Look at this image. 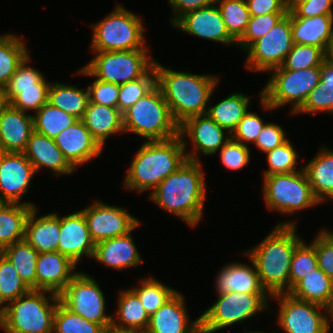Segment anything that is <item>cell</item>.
<instances>
[{"mask_svg":"<svg viewBox=\"0 0 333 333\" xmlns=\"http://www.w3.org/2000/svg\"><path fill=\"white\" fill-rule=\"evenodd\" d=\"M270 296L269 293L219 294L218 300L199 316L201 333H215L268 310L267 298Z\"/></svg>","mask_w":333,"mask_h":333,"instance_id":"11","label":"cell"},{"mask_svg":"<svg viewBox=\"0 0 333 333\" xmlns=\"http://www.w3.org/2000/svg\"><path fill=\"white\" fill-rule=\"evenodd\" d=\"M262 189L266 207L282 214L290 215L320 203L304 168L292 173L263 176Z\"/></svg>","mask_w":333,"mask_h":333,"instance_id":"10","label":"cell"},{"mask_svg":"<svg viewBox=\"0 0 333 333\" xmlns=\"http://www.w3.org/2000/svg\"><path fill=\"white\" fill-rule=\"evenodd\" d=\"M53 333H107L98 323L88 321L69 310L61 301L56 306Z\"/></svg>","mask_w":333,"mask_h":333,"instance_id":"40","label":"cell"},{"mask_svg":"<svg viewBox=\"0 0 333 333\" xmlns=\"http://www.w3.org/2000/svg\"><path fill=\"white\" fill-rule=\"evenodd\" d=\"M244 331H245L246 333H253V331H251V332L246 331V328L244 329Z\"/></svg>","mask_w":333,"mask_h":333,"instance_id":"65","label":"cell"},{"mask_svg":"<svg viewBox=\"0 0 333 333\" xmlns=\"http://www.w3.org/2000/svg\"><path fill=\"white\" fill-rule=\"evenodd\" d=\"M265 124L259 115L248 111L232 132L231 138L244 145L247 142L253 144Z\"/></svg>","mask_w":333,"mask_h":333,"instance_id":"53","label":"cell"},{"mask_svg":"<svg viewBox=\"0 0 333 333\" xmlns=\"http://www.w3.org/2000/svg\"><path fill=\"white\" fill-rule=\"evenodd\" d=\"M250 99L248 95L233 93L214 106H210L207 115L230 134L248 112Z\"/></svg>","mask_w":333,"mask_h":333,"instance_id":"36","label":"cell"},{"mask_svg":"<svg viewBox=\"0 0 333 333\" xmlns=\"http://www.w3.org/2000/svg\"><path fill=\"white\" fill-rule=\"evenodd\" d=\"M319 233L333 246V231H328L327 229H324L321 230Z\"/></svg>","mask_w":333,"mask_h":333,"instance_id":"60","label":"cell"},{"mask_svg":"<svg viewBox=\"0 0 333 333\" xmlns=\"http://www.w3.org/2000/svg\"><path fill=\"white\" fill-rule=\"evenodd\" d=\"M23 152H0V203H19L35 174Z\"/></svg>","mask_w":333,"mask_h":333,"instance_id":"17","label":"cell"},{"mask_svg":"<svg viewBox=\"0 0 333 333\" xmlns=\"http://www.w3.org/2000/svg\"><path fill=\"white\" fill-rule=\"evenodd\" d=\"M329 314H330V317H331V320H332V323H333V304L329 309Z\"/></svg>","mask_w":333,"mask_h":333,"instance_id":"63","label":"cell"},{"mask_svg":"<svg viewBox=\"0 0 333 333\" xmlns=\"http://www.w3.org/2000/svg\"><path fill=\"white\" fill-rule=\"evenodd\" d=\"M36 215L35 207L27 218L24 239L38 253L58 251L60 216L57 213H49L36 218Z\"/></svg>","mask_w":333,"mask_h":333,"instance_id":"27","label":"cell"},{"mask_svg":"<svg viewBox=\"0 0 333 333\" xmlns=\"http://www.w3.org/2000/svg\"><path fill=\"white\" fill-rule=\"evenodd\" d=\"M186 143L179 135L143 143L126 172L124 186L138 193L153 191L187 161Z\"/></svg>","mask_w":333,"mask_h":333,"instance_id":"3","label":"cell"},{"mask_svg":"<svg viewBox=\"0 0 333 333\" xmlns=\"http://www.w3.org/2000/svg\"><path fill=\"white\" fill-rule=\"evenodd\" d=\"M60 301L82 318L100 324L107 332L112 325V315L105 313L104 293L94 278L78 272L59 294Z\"/></svg>","mask_w":333,"mask_h":333,"instance_id":"12","label":"cell"},{"mask_svg":"<svg viewBox=\"0 0 333 333\" xmlns=\"http://www.w3.org/2000/svg\"><path fill=\"white\" fill-rule=\"evenodd\" d=\"M26 46L24 40L16 35H0V91H3L18 66L30 55Z\"/></svg>","mask_w":333,"mask_h":333,"instance_id":"37","label":"cell"},{"mask_svg":"<svg viewBox=\"0 0 333 333\" xmlns=\"http://www.w3.org/2000/svg\"><path fill=\"white\" fill-rule=\"evenodd\" d=\"M154 67L157 85L178 125L190 117L207 113V103L218 83L217 76L178 72L165 68L157 61Z\"/></svg>","mask_w":333,"mask_h":333,"instance_id":"4","label":"cell"},{"mask_svg":"<svg viewBox=\"0 0 333 333\" xmlns=\"http://www.w3.org/2000/svg\"><path fill=\"white\" fill-rule=\"evenodd\" d=\"M81 120L102 148L104 141L108 137L124 132L123 116L117 108L89 101L86 112Z\"/></svg>","mask_w":333,"mask_h":333,"instance_id":"30","label":"cell"},{"mask_svg":"<svg viewBox=\"0 0 333 333\" xmlns=\"http://www.w3.org/2000/svg\"><path fill=\"white\" fill-rule=\"evenodd\" d=\"M333 113V62L324 60L319 84L309 93L304 105L295 113Z\"/></svg>","mask_w":333,"mask_h":333,"instance_id":"38","label":"cell"},{"mask_svg":"<svg viewBox=\"0 0 333 333\" xmlns=\"http://www.w3.org/2000/svg\"><path fill=\"white\" fill-rule=\"evenodd\" d=\"M266 154L269 168L263 172V176L292 173L303 169V167L298 170L296 168L299 154L293 148L289 140L283 145L266 152Z\"/></svg>","mask_w":333,"mask_h":333,"instance_id":"48","label":"cell"},{"mask_svg":"<svg viewBox=\"0 0 333 333\" xmlns=\"http://www.w3.org/2000/svg\"><path fill=\"white\" fill-rule=\"evenodd\" d=\"M107 333H130V332H115V331H109V332H107Z\"/></svg>","mask_w":333,"mask_h":333,"instance_id":"64","label":"cell"},{"mask_svg":"<svg viewBox=\"0 0 333 333\" xmlns=\"http://www.w3.org/2000/svg\"><path fill=\"white\" fill-rule=\"evenodd\" d=\"M271 297L279 300L277 322L286 333H329L332 321L328 308L296 299L289 293H277ZM323 310L326 312H320Z\"/></svg>","mask_w":333,"mask_h":333,"instance_id":"13","label":"cell"},{"mask_svg":"<svg viewBox=\"0 0 333 333\" xmlns=\"http://www.w3.org/2000/svg\"><path fill=\"white\" fill-rule=\"evenodd\" d=\"M179 136L182 140H185V136L191 140L194 150L187 151L186 156L187 160L194 162H200L199 157L195 156L199 151L205 156L214 155L231 138V134L212 120L207 113L190 117L181 123Z\"/></svg>","mask_w":333,"mask_h":333,"instance_id":"16","label":"cell"},{"mask_svg":"<svg viewBox=\"0 0 333 333\" xmlns=\"http://www.w3.org/2000/svg\"><path fill=\"white\" fill-rule=\"evenodd\" d=\"M23 154L32 163L35 172L44 167L57 176L68 175L75 171L56 145L55 140L35 130L32 132Z\"/></svg>","mask_w":333,"mask_h":333,"instance_id":"24","label":"cell"},{"mask_svg":"<svg viewBox=\"0 0 333 333\" xmlns=\"http://www.w3.org/2000/svg\"><path fill=\"white\" fill-rule=\"evenodd\" d=\"M325 54H326V60L333 62V35L329 41Z\"/></svg>","mask_w":333,"mask_h":333,"instance_id":"59","label":"cell"},{"mask_svg":"<svg viewBox=\"0 0 333 333\" xmlns=\"http://www.w3.org/2000/svg\"><path fill=\"white\" fill-rule=\"evenodd\" d=\"M286 14H266L251 16L243 35L237 45L247 50L254 42L266 35Z\"/></svg>","mask_w":333,"mask_h":333,"instance_id":"49","label":"cell"},{"mask_svg":"<svg viewBox=\"0 0 333 333\" xmlns=\"http://www.w3.org/2000/svg\"><path fill=\"white\" fill-rule=\"evenodd\" d=\"M13 264L19 277L30 290H37L36 251L25 239L6 246L0 251Z\"/></svg>","mask_w":333,"mask_h":333,"instance_id":"35","label":"cell"},{"mask_svg":"<svg viewBox=\"0 0 333 333\" xmlns=\"http://www.w3.org/2000/svg\"><path fill=\"white\" fill-rule=\"evenodd\" d=\"M321 70L322 67H312L296 71L286 70L281 66L270 70L272 76L260 95L262 107L274 110L293 102L290 113L295 114L319 84Z\"/></svg>","mask_w":333,"mask_h":333,"instance_id":"7","label":"cell"},{"mask_svg":"<svg viewBox=\"0 0 333 333\" xmlns=\"http://www.w3.org/2000/svg\"><path fill=\"white\" fill-rule=\"evenodd\" d=\"M59 301V295L51 291L30 290L4 305L2 329L8 333H53V319Z\"/></svg>","mask_w":333,"mask_h":333,"instance_id":"6","label":"cell"},{"mask_svg":"<svg viewBox=\"0 0 333 333\" xmlns=\"http://www.w3.org/2000/svg\"><path fill=\"white\" fill-rule=\"evenodd\" d=\"M95 243L92 241L84 214L77 211L60 217L58 252L76 265L82 256L93 258Z\"/></svg>","mask_w":333,"mask_h":333,"instance_id":"19","label":"cell"},{"mask_svg":"<svg viewBox=\"0 0 333 333\" xmlns=\"http://www.w3.org/2000/svg\"><path fill=\"white\" fill-rule=\"evenodd\" d=\"M253 267L244 263H230L222 268L216 276L217 294L228 292L237 293H268L261 285L257 269L250 259Z\"/></svg>","mask_w":333,"mask_h":333,"instance_id":"26","label":"cell"},{"mask_svg":"<svg viewBox=\"0 0 333 333\" xmlns=\"http://www.w3.org/2000/svg\"><path fill=\"white\" fill-rule=\"evenodd\" d=\"M85 90L73 85L51 82L48 103L77 119H82L90 101L88 88Z\"/></svg>","mask_w":333,"mask_h":333,"instance_id":"34","label":"cell"},{"mask_svg":"<svg viewBox=\"0 0 333 333\" xmlns=\"http://www.w3.org/2000/svg\"><path fill=\"white\" fill-rule=\"evenodd\" d=\"M319 268L314 246L306 245L301 241L293 252L290 272H289V291L310 272L317 271Z\"/></svg>","mask_w":333,"mask_h":333,"instance_id":"46","label":"cell"},{"mask_svg":"<svg viewBox=\"0 0 333 333\" xmlns=\"http://www.w3.org/2000/svg\"><path fill=\"white\" fill-rule=\"evenodd\" d=\"M226 29L237 41L245 32L250 20L246 0H217Z\"/></svg>","mask_w":333,"mask_h":333,"instance_id":"41","label":"cell"},{"mask_svg":"<svg viewBox=\"0 0 333 333\" xmlns=\"http://www.w3.org/2000/svg\"><path fill=\"white\" fill-rule=\"evenodd\" d=\"M297 222L277 224L264 240L245 254L257 269L261 285L270 295L289 292V272L295 247L302 241Z\"/></svg>","mask_w":333,"mask_h":333,"instance_id":"2","label":"cell"},{"mask_svg":"<svg viewBox=\"0 0 333 333\" xmlns=\"http://www.w3.org/2000/svg\"><path fill=\"white\" fill-rule=\"evenodd\" d=\"M156 85L157 74L154 66L143 77L119 85L117 109L123 114Z\"/></svg>","mask_w":333,"mask_h":333,"instance_id":"43","label":"cell"},{"mask_svg":"<svg viewBox=\"0 0 333 333\" xmlns=\"http://www.w3.org/2000/svg\"><path fill=\"white\" fill-rule=\"evenodd\" d=\"M54 140L75 169L78 165L99 156L103 150L81 119L61 131Z\"/></svg>","mask_w":333,"mask_h":333,"instance_id":"21","label":"cell"},{"mask_svg":"<svg viewBox=\"0 0 333 333\" xmlns=\"http://www.w3.org/2000/svg\"><path fill=\"white\" fill-rule=\"evenodd\" d=\"M0 327L1 329L3 327V307L1 304H0Z\"/></svg>","mask_w":333,"mask_h":333,"instance_id":"61","label":"cell"},{"mask_svg":"<svg viewBox=\"0 0 333 333\" xmlns=\"http://www.w3.org/2000/svg\"><path fill=\"white\" fill-rule=\"evenodd\" d=\"M311 244L315 248L319 268L333 280V246L320 233Z\"/></svg>","mask_w":333,"mask_h":333,"instance_id":"56","label":"cell"},{"mask_svg":"<svg viewBox=\"0 0 333 333\" xmlns=\"http://www.w3.org/2000/svg\"><path fill=\"white\" fill-rule=\"evenodd\" d=\"M303 168L320 203L326 199L333 201V150L322 147Z\"/></svg>","mask_w":333,"mask_h":333,"instance_id":"32","label":"cell"},{"mask_svg":"<svg viewBox=\"0 0 333 333\" xmlns=\"http://www.w3.org/2000/svg\"><path fill=\"white\" fill-rule=\"evenodd\" d=\"M216 1L217 0H169L168 3L174 14V17L171 18L170 21L174 24L185 13L213 5Z\"/></svg>","mask_w":333,"mask_h":333,"instance_id":"58","label":"cell"},{"mask_svg":"<svg viewBox=\"0 0 333 333\" xmlns=\"http://www.w3.org/2000/svg\"><path fill=\"white\" fill-rule=\"evenodd\" d=\"M250 150L247 145L230 138L220 148V160L230 170H239L250 161Z\"/></svg>","mask_w":333,"mask_h":333,"instance_id":"52","label":"cell"},{"mask_svg":"<svg viewBox=\"0 0 333 333\" xmlns=\"http://www.w3.org/2000/svg\"><path fill=\"white\" fill-rule=\"evenodd\" d=\"M4 103H5V101H4V98H3V95H2V91H0V109L4 105Z\"/></svg>","mask_w":333,"mask_h":333,"instance_id":"62","label":"cell"},{"mask_svg":"<svg viewBox=\"0 0 333 333\" xmlns=\"http://www.w3.org/2000/svg\"><path fill=\"white\" fill-rule=\"evenodd\" d=\"M29 291L13 264L0 252V304L10 303Z\"/></svg>","mask_w":333,"mask_h":333,"instance_id":"45","label":"cell"},{"mask_svg":"<svg viewBox=\"0 0 333 333\" xmlns=\"http://www.w3.org/2000/svg\"><path fill=\"white\" fill-rule=\"evenodd\" d=\"M116 319L112 315L110 330L115 332L144 333L150 316L144 309L139 297L132 289L120 291Z\"/></svg>","mask_w":333,"mask_h":333,"instance_id":"28","label":"cell"},{"mask_svg":"<svg viewBox=\"0 0 333 333\" xmlns=\"http://www.w3.org/2000/svg\"><path fill=\"white\" fill-rule=\"evenodd\" d=\"M123 130L144 137L147 141L167 140L179 135L163 93L156 85L123 114Z\"/></svg>","mask_w":333,"mask_h":333,"instance_id":"5","label":"cell"},{"mask_svg":"<svg viewBox=\"0 0 333 333\" xmlns=\"http://www.w3.org/2000/svg\"><path fill=\"white\" fill-rule=\"evenodd\" d=\"M88 92L90 102L117 108L119 85L95 79Z\"/></svg>","mask_w":333,"mask_h":333,"instance_id":"54","label":"cell"},{"mask_svg":"<svg viewBox=\"0 0 333 333\" xmlns=\"http://www.w3.org/2000/svg\"><path fill=\"white\" fill-rule=\"evenodd\" d=\"M77 265L58 251L39 253L36 261L37 290L60 294L78 273Z\"/></svg>","mask_w":333,"mask_h":333,"instance_id":"22","label":"cell"},{"mask_svg":"<svg viewBox=\"0 0 333 333\" xmlns=\"http://www.w3.org/2000/svg\"><path fill=\"white\" fill-rule=\"evenodd\" d=\"M173 25L183 32L185 31V33L199 38H205L226 45L237 43L227 31L216 3L185 13Z\"/></svg>","mask_w":333,"mask_h":333,"instance_id":"18","label":"cell"},{"mask_svg":"<svg viewBox=\"0 0 333 333\" xmlns=\"http://www.w3.org/2000/svg\"><path fill=\"white\" fill-rule=\"evenodd\" d=\"M144 49L95 52L93 59L77 74L95 76L100 81L121 85L143 77L155 60ZM153 59V60H152Z\"/></svg>","mask_w":333,"mask_h":333,"instance_id":"9","label":"cell"},{"mask_svg":"<svg viewBox=\"0 0 333 333\" xmlns=\"http://www.w3.org/2000/svg\"><path fill=\"white\" fill-rule=\"evenodd\" d=\"M91 51H127L144 49V26L141 17L121 5L92 25Z\"/></svg>","mask_w":333,"mask_h":333,"instance_id":"8","label":"cell"},{"mask_svg":"<svg viewBox=\"0 0 333 333\" xmlns=\"http://www.w3.org/2000/svg\"><path fill=\"white\" fill-rule=\"evenodd\" d=\"M326 59L325 51L313 45L294 44L281 67L286 70H304L322 67Z\"/></svg>","mask_w":333,"mask_h":333,"instance_id":"47","label":"cell"},{"mask_svg":"<svg viewBox=\"0 0 333 333\" xmlns=\"http://www.w3.org/2000/svg\"><path fill=\"white\" fill-rule=\"evenodd\" d=\"M184 297L176 292L154 314L144 333H201L200 317L189 322Z\"/></svg>","mask_w":333,"mask_h":333,"instance_id":"20","label":"cell"},{"mask_svg":"<svg viewBox=\"0 0 333 333\" xmlns=\"http://www.w3.org/2000/svg\"><path fill=\"white\" fill-rule=\"evenodd\" d=\"M50 84H36V88L18 89V94L9 104L23 112L34 110L37 112L48 102V89Z\"/></svg>","mask_w":333,"mask_h":333,"instance_id":"50","label":"cell"},{"mask_svg":"<svg viewBox=\"0 0 333 333\" xmlns=\"http://www.w3.org/2000/svg\"><path fill=\"white\" fill-rule=\"evenodd\" d=\"M288 293L296 299L330 309L333 304V280L318 268L305 276Z\"/></svg>","mask_w":333,"mask_h":333,"instance_id":"33","label":"cell"},{"mask_svg":"<svg viewBox=\"0 0 333 333\" xmlns=\"http://www.w3.org/2000/svg\"><path fill=\"white\" fill-rule=\"evenodd\" d=\"M251 16L266 14H287L288 0H246Z\"/></svg>","mask_w":333,"mask_h":333,"instance_id":"57","label":"cell"},{"mask_svg":"<svg viewBox=\"0 0 333 333\" xmlns=\"http://www.w3.org/2000/svg\"><path fill=\"white\" fill-rule=\"evenodd\" d=\"M28 62H30V55L18 66L3 89L5 103H9L18 94V89L36 88V84H49L41 72L27 65Z\"/></svg>","mask_w":333,"mask_h":333,"instance_id":"44","label":"cell"},{"mask_svg":"<svg viewBox=\"0 0 333 333\" xmlns=\"http://www.w3.org/2000/svg\"><path fill=\"white\" fill-rule=\"evenodd\" d=\"M291 18L333 15V0H288Z\"/></svg>","mask_w":333,"mask_h":333,"instance_id":"51","label":"cell"},{"mask_svg":"<svg viewBox=\"0 0 333 333\" xmlns=\"http://www.w3.org/2000/svg\"><path fill=\"white\" fill-rule=\"evenodd\" d=\"M93 258L117 270L139 265L142 260L131 232L96 243Z\"/></svg>","mask_w":333,"mask_h":333,"instance_id":"25","label":"cell"},{"mask_svg":"<svg viewBox=\"0 0 333 333\" xmlns=\"http://www.w3.org/2000/svg\"><path fill=\"white\" fill-rule=\"evenodd\" d=\"M33 131V115L4 103L0 109V152H23Z\"/></svg>","mask_w":333,"mask_h":333,"instance_id":"23","label":"cell"},{"mask_svg":"<svg viewBox=\"0 0 333 333\" xmlns=\"http://www.w3.org/2000/svg\"><path fill=\"white\" fill-rule=\"evenodd\" d=\"M131 289L137 294L149 316L177 292L152 276L141 280L140 286Z\"/></svg>","mask_w":333,"mask_h":333,"instance_id":"42","label":"cell"},{"mask_svg":"<svg viewBox=\"0 0 333 333\" xmlns=\"http://www.w3.org/2000/svg\"><path fill=\"white\" fill-rule=\"evenodd\" d=\"M77 120L74 116L48 102L35 113V116L33 115L34 130L52 139Z\"/></svg>","mask_w":333,"mask_h":333,"instance_id":"39","label":"cell"},{"mask_svg":"<svg viewBox=\"0 0 333 333\" xmlns=\"http://www.w3.org/2000/svg\"><path fill=\"white\" fill-rule=\"evenodd\" d=\"M81 212L87 222L92 241H100L120 237L132 232L141 223L124 208L111 206L97 201Z\"/></svg>","mask_w":333,"mask_h":333,"instance_id":"15","label":"cell"},{"mask_svg":"<svg viewBox=\"0 0 333 333\" xmlns=\"http://www.w3.org/2000/svg\"><path fill=\"white\" fill-rule=\"evenodd\" d=\"M288 140L289 139L286 138V133L280 125L266 123L258 134L254 144L258 149L266 153L283 145Z\"/></svg>","mask_w":333,"mask_h":333,"instance_id":"55","label":"cell"},{"mask_svg":"<svg viewBox=\"0 0 333 333\" xmlns=\"http://www.w3.org/2000/svg\"><path fill=\"white\" fill-rule=\"evenodd\" d=\"M291 30L294 44L313 45L326 52L333 35V15L291 18Z\"/></svg>","mask_w":333,"mask_h":333,"instance_id":"29","label":"cell"},{"mask_svg":"<svg viewBox=\"0 0 333 333\" xmlns=\"http://www.w3.org/2000/svg\"><path fill=\"white\" fill-rule=\"evenodd\" d=\"M205 175L201 162L187 160L151 193L150 199L160 208L195 227L202 219L206 197Z\"/></svg>","mask_w":333,"mask_h":333,"instance_id":"1","label":"cell"},{"mask_svg":"<svg viewBox=\"0 0 333 333\" xmlns=\"http://www.w3.org/2000/svg\"><path fill=\"white\" fill-rule=\"evenodd\" d=\"M33 208L31 202L0 203V251L24 239L26 221Z\"/></svg>","mask_w":333,"mask_h":333,"instance_id":"31","label":"cell"},{"mask_svg":"<svg viewBox=\"0 0 333 333\" xmlns=\"http://www.w3.org/2000/svg\"><path fill=\"white\" fill-rule=\"evenodd\" d=\"M294 45L291 15L288 12L266 35L246 51L245 68L251 71H270L283 64Z\"/></svg>","mask_w":333,"mask_h":333,"instance_id":"14","label":"cell"}]
</instances>
